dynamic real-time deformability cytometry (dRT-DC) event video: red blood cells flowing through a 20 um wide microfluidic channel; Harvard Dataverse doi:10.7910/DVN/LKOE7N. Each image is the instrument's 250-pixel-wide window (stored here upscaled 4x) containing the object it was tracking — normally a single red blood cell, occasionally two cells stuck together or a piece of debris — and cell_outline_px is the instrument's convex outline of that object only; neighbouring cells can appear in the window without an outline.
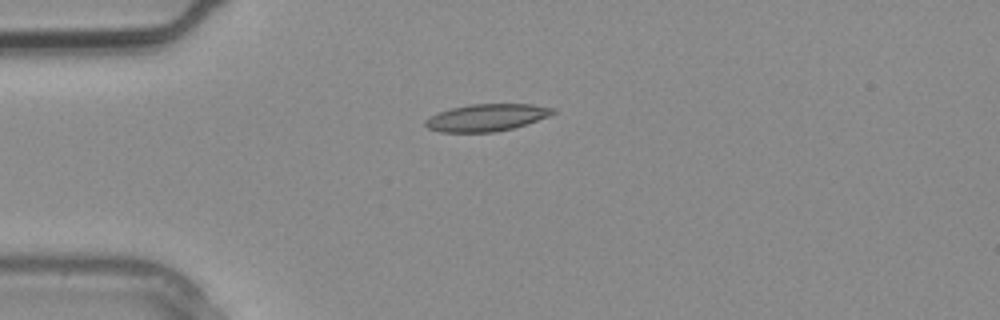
{"species": "common noctule bat (a hibernating species)", "species_latin": "Nyctalus noctula", "temperature_condition": "warm", "stored_images_in_passage": 1, "camera_frame_rate_fps": 3000, "um_per_image_px": 0.085, "animal": {"sex": "male", "body_mass_g": 20.4}, "frame": {"image": 1, "passage_image": 1, "time_ms": 0.0, "image_size_px": [1000, 320], "cell_outline_px": [[556, 112], [548, 116], [512, 128], [496, 132], [440, 132], [428, 128], [424, 124], [424, 120], [440, 112], [452, 108], [472, 104], [532, 104], [556, 108]], "centroid_in_image_um": [41.37, 9.99], "position_along_channel_um": 43.6, "area_um2": 19.94}}